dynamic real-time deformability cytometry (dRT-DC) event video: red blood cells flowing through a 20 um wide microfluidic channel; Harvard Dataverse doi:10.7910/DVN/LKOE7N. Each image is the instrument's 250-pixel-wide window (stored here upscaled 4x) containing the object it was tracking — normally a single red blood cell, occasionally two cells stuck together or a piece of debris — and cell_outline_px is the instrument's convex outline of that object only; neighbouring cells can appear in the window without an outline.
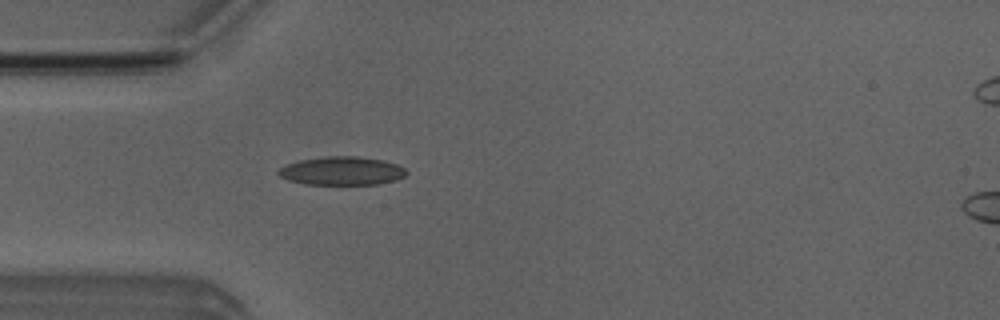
{"species": "Egyptian fruit bat (a non-hibernating species)", "species_latin": "Rousettus aegyptiacus", "temperature_condition": "room temperature", "stored_images_in_passage": 43, "camera_frame_rate_fps": 3000, "um_per_image_px": 0.085, "animal": {"sex": "male"}, "frame": {"image": 1, "passage_image": 13, "time_ms": 4.0, "image_size_px": [1000, 320], "cell_outline_px": [[408, 172], [404, 176], [396, 180], [380, 184], [304, 184], [288, 180], [280, 176], [276, 172], [280, 168], [288, 164], [300, 160], [324, 156], [356, 156], [380, 160], [396, 164], [404, 168]], "centroid_in_image_um": [29.05, 14.53], "position_along_channel_um": 56.0, "area_um2": 21.1}}
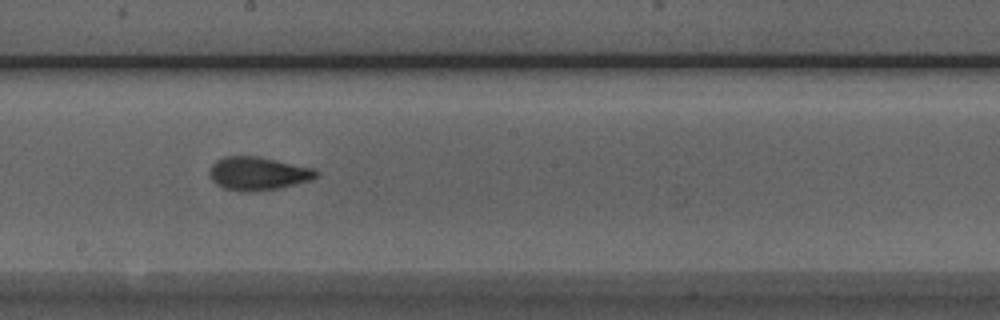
{"frame": {"image": 2, "passage_image": 26, "time_ms": 8.333, "image_size_px": [1000, 320], "cell_outline_px": [[320, 172], [312, 180], [276, 188], [252, 192], [240, 192], [224, 188], [216, 184], [212, 180], [208, 172], [212, 164], [216, 160], [224, 156], [256, 156], [316, 168]], "centroid_in_image_um": [21.92, 14.74], "position_along_channel_um": 226.3, "area_um2": 20.81}}
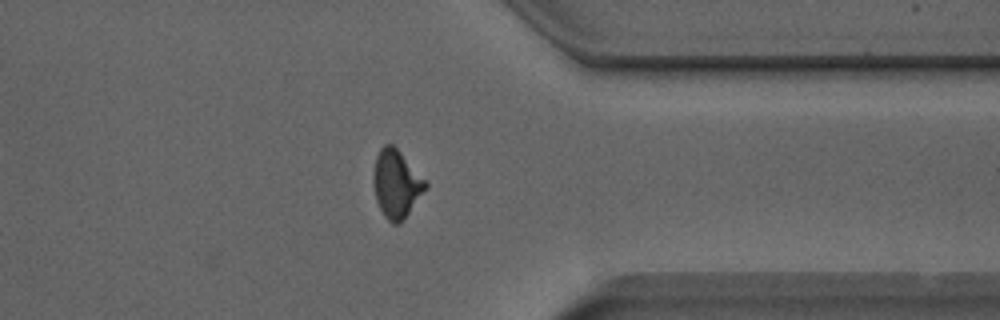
{"frame": {"image": 3, "passage_image": 38, "time_ms": 12.333, "image_size_px": [1000, 320], "cell_outline_px": [[428, 184], [400, 224], [392, 224], [384, 216], [376, 200], [372, 176], [376, 156], [380, 148], [384, 144], [392, 144], [400, 152]], "centroid_in_image_um": [33.64, 15.63], "position_along_channel_um": 377.8, "area_um2": 20.11}, "authors_computed_cell_mechanics": {"area_um2": 19.8832, "velocity_mm_per_s": 4.0066, "shape_relaxation_time_tau1_ms": 5.5025, "shape_relaxation_time_tau2_ms": 1.4053, "deformation_change_tau1": 0.1851, "deformation_change_tau2": 0.0714}}